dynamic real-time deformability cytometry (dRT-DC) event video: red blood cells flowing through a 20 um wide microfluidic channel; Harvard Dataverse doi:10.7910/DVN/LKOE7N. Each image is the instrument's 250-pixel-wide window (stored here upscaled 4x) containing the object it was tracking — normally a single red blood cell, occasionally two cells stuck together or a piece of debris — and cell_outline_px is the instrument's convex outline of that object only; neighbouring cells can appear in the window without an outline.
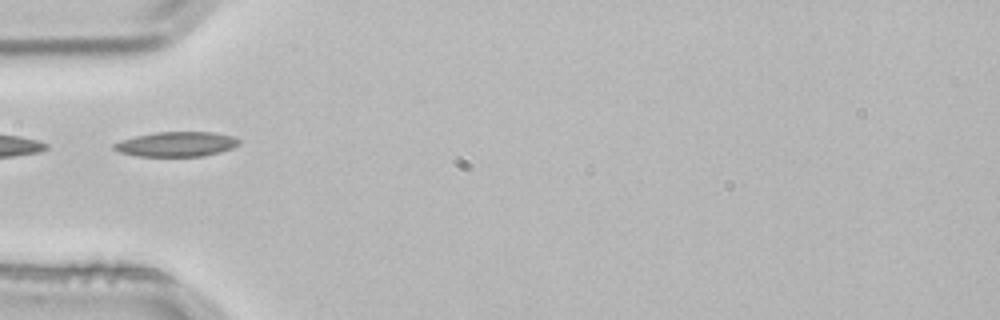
{"species": "common noctule bat (a hibernating species)", "species_latin": "Nyctalus noctula", "temperature_condition": "room temperature", "stored_images_in_passage": 1, "camera_frame_rate_fps": 3000, "um_per_image_px": 0.085, "animal": {"sex": "male", "body_mass_g": 21.5, "forearm_length_mm": 52.0}, "frame": {"image": 1, "passage_image": 1, "time_ms": 0.0, "image_size_px": [1000, 320], "cell_outline_px": [[240, 144], [232, 148], [220, 152], [204, 156], [136, 156], [120, 152], [112, 148], [112, 144], [120, 140], [152, 132], [216, 132], [236, 136], [240, 140]], "centroid_in_image_um": [15.02, 12.24], "position_along_channel_um": 70.0, "area_um2": 18.32}}